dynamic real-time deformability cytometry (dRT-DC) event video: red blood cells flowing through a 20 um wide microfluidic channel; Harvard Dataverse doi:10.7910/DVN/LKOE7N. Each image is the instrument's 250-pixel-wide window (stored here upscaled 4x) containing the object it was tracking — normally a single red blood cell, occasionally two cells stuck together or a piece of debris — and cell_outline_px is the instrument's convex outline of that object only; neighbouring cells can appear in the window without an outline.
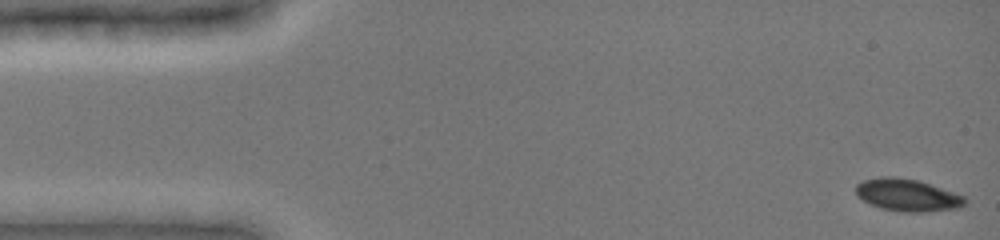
{"species": "common noctule bat (a hibernating species)", "species_latin": "Nyctalus noctula", "temperature_condition": "cold", "stored_images_in_passage": 47, "camera_frame_rate_fps": 3000, "um_per_image_px": 0.085, "animal": {"sex": "female", "body_mass_g": 19.0, "forearm_length_mm": 51.5}, "frame": {"image": 1, "passage_image": 1, "time_ms": 0.0, "image_size_px": [1000, 240], "cell_outline_px": [[968, 200], [960, 208], [920, 212], [904, 212], [880, 208], [856, 196], [856, 184], [864, 180], [880, 176], [892, 176], [916, 180], [964, 196]], "centroid_in_image_um": [77.1, 16.58], "position_along_channel_um": 7.9, "area_um2": 20.29}}
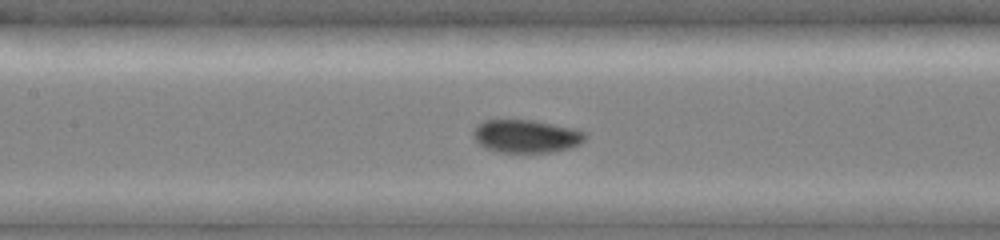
{"frame": {"image": 2, "passage_image": 22, "time_ms": 7.0, "image_size_px": [1000, 240], "cell_outline_px": [[588, 136], [580, 144], [568, 148], [552, 152], [496, 152], [484, 148], [472, 136], [472, 132], [476, 124], [484, 120], [532, 120], [576, 128], [584, 132]], "centroid_in_image_um": [44.71, 11.57], "position_along_channel_um": 162.7, "area_um2": 21.73}}
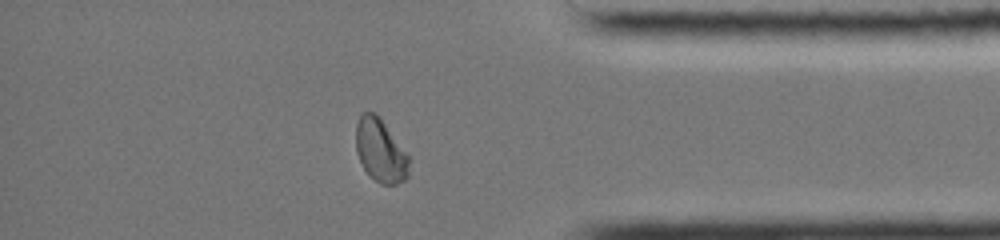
{"frame": {"image": 3, "passage_image": 41, "time_ms": 13.333, "image_size_px": [1000, 240], "cell_outline_px": [[412, 156], [408, 176], [404, 180], [396, 184], [380, 184], [364, 168], [356, 152], [356, 124], [360, 116], [364, 112], [376, 112], [380, 116]], "centroid_in_image_um": [32.4, 12.77], "position_along_channel_um": 402.8, "area_um2": 20.11}}